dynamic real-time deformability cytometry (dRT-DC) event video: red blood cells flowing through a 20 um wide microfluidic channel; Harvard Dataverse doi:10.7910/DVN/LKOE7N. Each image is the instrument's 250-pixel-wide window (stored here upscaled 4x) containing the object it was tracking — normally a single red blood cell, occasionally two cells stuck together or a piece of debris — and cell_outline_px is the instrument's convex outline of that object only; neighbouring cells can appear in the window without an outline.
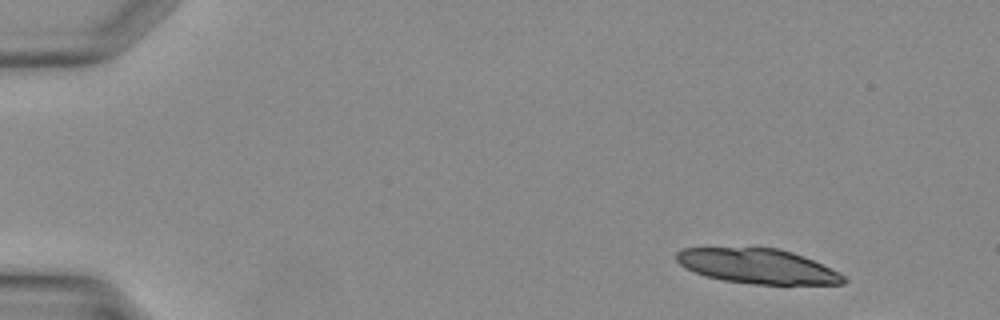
{"species": "Egyptian fruit bat (a non-hibernating species)", "species_latin": "Rousettus aegyptiacus", "temperature_condition": "warm", "stored_images_in_passage": 11, "camera_frame_rate_fps": 3000, "um_per_image_px": 0.085, "animal": {"sex": "female"}, "frame": {"image": 1, "passage_image": 4, "time_ms": 1.0, "image_size_px": [1000, 320], "cell_outline_px": [[848, 280], [844, 284], [752, 284], [724, 280], [704, 276], [680, 264], [676, 260], [676, 252], [684, 248], [776, 248], [792, 252], [812, 260], [844, 276]], "centroid_in_image_um": [64.37, 22.63], "position_along_channel_um": 20.6, "area_um2": 33.35}}